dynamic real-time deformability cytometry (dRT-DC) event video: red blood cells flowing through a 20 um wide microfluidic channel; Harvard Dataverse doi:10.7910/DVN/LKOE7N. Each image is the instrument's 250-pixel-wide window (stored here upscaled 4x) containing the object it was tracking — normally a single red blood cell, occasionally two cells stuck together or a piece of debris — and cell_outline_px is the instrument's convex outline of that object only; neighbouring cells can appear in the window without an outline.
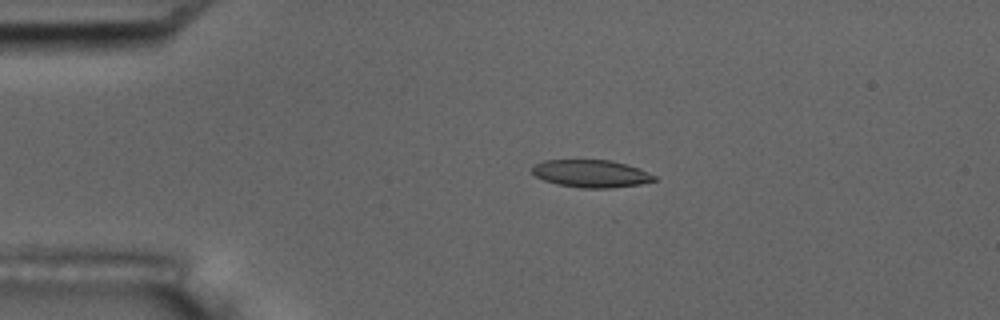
{"species": "common noctule bat (a hibernating species)", "species_latin": "Nyctalus noctula", "temperature_condition": "room temperature", "stored_images_in_passage": 6, "camera_frame_rate_fps": 3000, "um_per_image_px": 0.085, "animal": {"sex": "male", "body_mass_g": 17.5, "forearm_length_mm": 52.3}, "frame": {"image": 1, "passage_image": 4, "time_ms": 3.333, "image_size_px": [1000, 320], "cell_outline_px": [[656, 180], [640, 184], [612, 188], [580, 188], [556, 184], [544, 180], [536, 176], [532, 172], [532, 168], [536, 164], [544, 160], [612, 160], [636, 168], [656, 176]], "centroid_in_image_um": [50.22, 14.76], "position_along_channel_um": 34.8, "area_um2": 19.42}}